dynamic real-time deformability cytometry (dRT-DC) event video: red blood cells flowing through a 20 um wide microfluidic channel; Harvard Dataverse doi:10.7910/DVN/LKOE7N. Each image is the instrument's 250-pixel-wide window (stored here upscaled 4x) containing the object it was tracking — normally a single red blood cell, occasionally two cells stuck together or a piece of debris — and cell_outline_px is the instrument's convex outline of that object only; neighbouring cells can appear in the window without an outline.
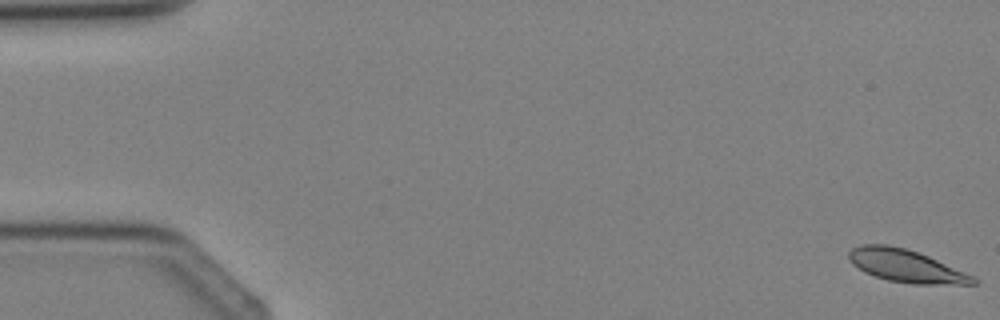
{"species": "Egyptian fruit bat (a non-hibernating species)", "species_latin": "Rousettus aegyptiacus", "temperature_condition": "cold", "stored_images_in_passage": 3, "camera_frame_rate_fps": 3000, "um_per_image_px": 0.085, "animal": {"sex": "female"}, "frame": {"image": 1, "passage_image": 1, "time_ms": 0.0, "image_size_px": [1000, 320], "cell_outline_px": [[976, 284], [912, 284], [888, 280], [864, 272], [852, 264], [848, 260], [848, 252], [852, 248], [860, 244], [888, 244], [904, 248], [928, 256], [964, 272], [972, 276], [976, 280]], "centroid_in_image_um": [76.93, 22.59], "position_along_channel_um": 8.1, "area_um2": 23.41}}